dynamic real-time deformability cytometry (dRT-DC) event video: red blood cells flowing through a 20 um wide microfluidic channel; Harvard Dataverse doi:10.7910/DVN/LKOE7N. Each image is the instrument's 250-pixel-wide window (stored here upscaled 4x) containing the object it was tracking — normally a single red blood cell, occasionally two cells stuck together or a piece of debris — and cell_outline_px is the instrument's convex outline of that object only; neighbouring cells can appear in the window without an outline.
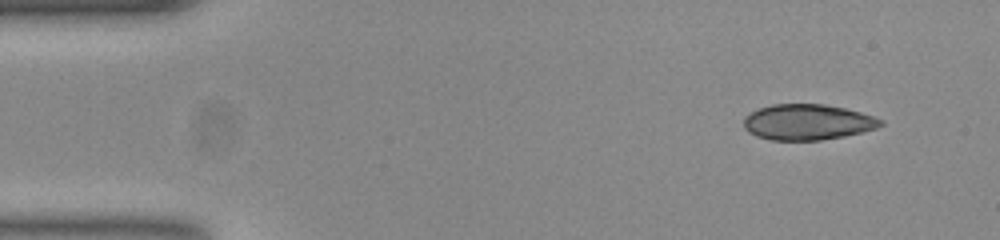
{"species": "common noctule bat (a hibernating species)", "species_latin": "Nyctalus noctula", "temperature_condition": "room temperature", "stored_images_in_passage": 10, "camera_frame_rate_fps": 3000, "um_per_image_px": 0.085, "animal": {"sex": "female", "body_mass_g": 23.0, "forearm_length_mm": 53.4}, "frame": {"image": 1, "passage_image": 1, "time_ms": 0.0, "image_size_px": [1000, 240], "cell_outline_px": [[884, 124], [876, 128], [844, 136], [820, 140], [772, 140], [756, 136], [748, 132], [744, 128], [744, 116], [760, 108], [772, 104], [824, 104], [844, 108], [860, 112], [884, 120]], "centroid_in_image_um": [68.63, 10.38], "position_along_channel_um": 16.4, "area_um2": 28.38}}